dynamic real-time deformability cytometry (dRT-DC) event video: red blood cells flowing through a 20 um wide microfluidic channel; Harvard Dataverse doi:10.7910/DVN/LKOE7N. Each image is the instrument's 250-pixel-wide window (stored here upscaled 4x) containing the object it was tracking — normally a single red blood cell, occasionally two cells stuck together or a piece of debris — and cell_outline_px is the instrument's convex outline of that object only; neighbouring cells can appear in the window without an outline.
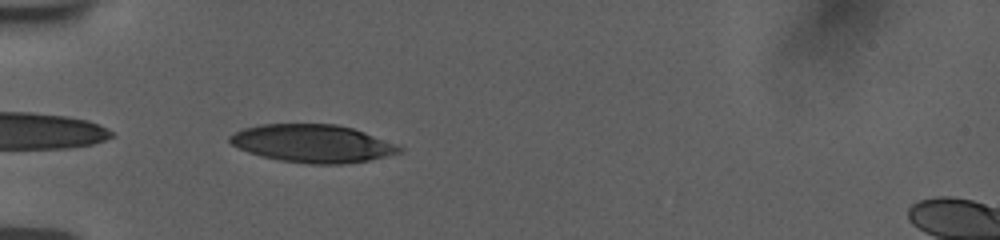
{"species": "human", "species_latin": "Homo sapiens", "temperature_condition": "room temperature", "stored_images_in_passage": 38, "camera_frame_rate_fps": 3000, "um_per_image_px": 0.085, "donor": {"sex": "female"}, "frame": {"image": 1, "passage_image": 1, "time_ms": 0.0, "image_size_px": [1000, 240], "cell_outline_px": [[404, 152], [368, 160], [344, 164], [312, 164], [280, 160], [260, 156], [248, 152], [232, 144], [228, 140], [228, 136], [244, 128], [260, 124], [336, 124], [352, 128], [364, 132], [396, 144], [404, 148]], "centroid_in_image_um": [26.58, 12.2], "position_along_channel_um": 58.4, "area_um2": 37.34}}
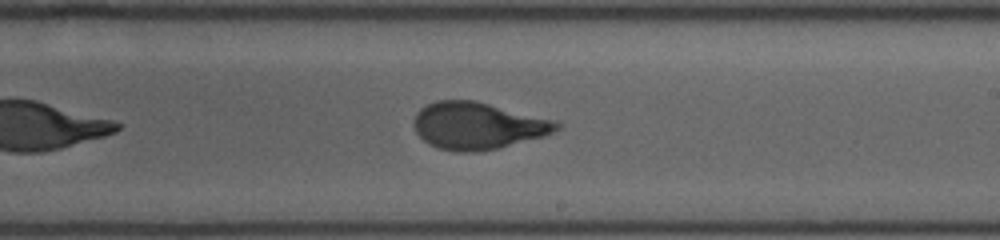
{"frame": {"image": 2, "passage_image": 17, "time_ms": 5.333, "image_size_px": [1000, 240], "cell_outline_px": [[560, 128], [544, 136], [496, 148], [476, 152], [456, 152], [440, 148], [428, 144], [416, 132], [412, 124], [416, 112], [420, 108], [436, 100], [476, 100], [556, 120], [560, 124]], "centroid_in_image_um": [40.58, 10.67], "position_along_channel_um": 248.4, "area_um2": 39.19}}
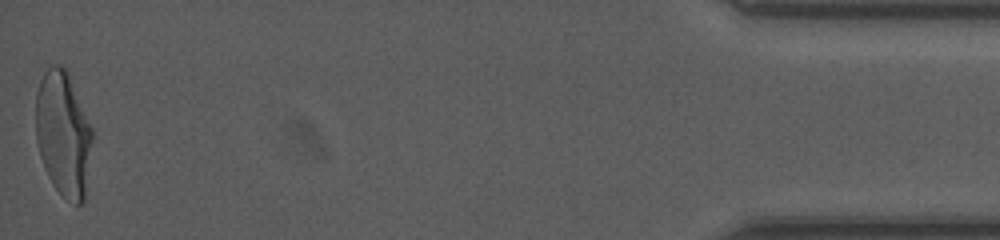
{"frame": {"image": 3, "passage_image": 38, "time_ms": 12.333, "image_size_px": [1000, 240], "cell_outline_px": [[92, 140], [84, 200], [80, 204], [76, 204], [64, 196], [56, 188], [48, 176], [44, 168], [40, 156], [36, 140], [36, 92], [40, 80], [44, 72], [52, 64], [60, 64], [68, 72], [92, 128]], "centroid_in_image_um": [5.36, 11.34], "position_along_channel_um": 429.8, "area_um2": 40.86}, "authors_computed_cell_mechanics": {"area_um2": 39.0439, "velocity_mm_per_s": 3.7608, "shape_relaxation_time_tau1_ms": 4.0738, "shape_relaxation_time_tau2_ms": null, "deformation_change_tau1": 0.1998, "deformation_change_tau2": null}}